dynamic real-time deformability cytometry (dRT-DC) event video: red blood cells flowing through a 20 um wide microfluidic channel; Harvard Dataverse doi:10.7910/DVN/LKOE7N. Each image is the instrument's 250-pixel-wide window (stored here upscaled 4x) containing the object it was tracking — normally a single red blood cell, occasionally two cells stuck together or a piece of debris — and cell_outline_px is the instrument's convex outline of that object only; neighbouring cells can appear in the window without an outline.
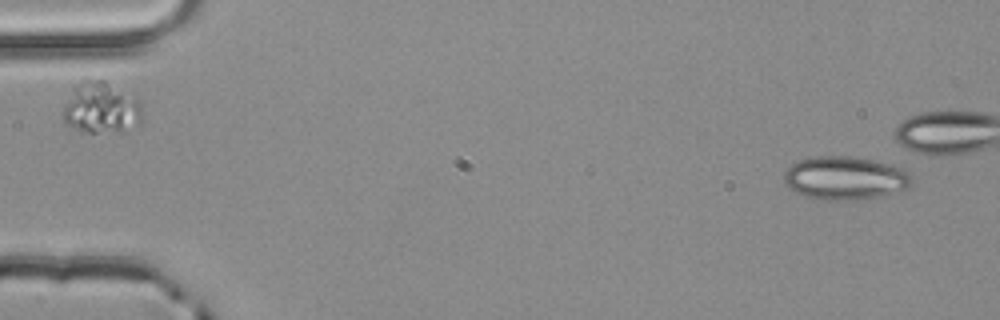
{"species": "common noctule bat (a hibernating species)", "species_latin": "Nyctalus noctula", "temperature_condition": "room temperature", "stored_images_in_passage": 4, "camera_frame_rate_fps": 3000, "um_per_image_px": 0.085, "animal": {"sex": "male", "body_mass_g": 20.4}, "frame": {"image": 1, "passage_image": 1, "time_ms": 0.0, "image_size_px": [1000, 320], "cell_outline_px": [[912, 184], [904, 188], [880, 196], [856, 200], [816, 200], [804, 196], [788, 188], [784, 184], [784, 172], [792, 164], [800, 160], [816, 156], [852, 156], [876, 160], [904, 168], [912, 176]], "centroid_in_image_um": [71.81, 15.13], "position_along_channel_um": 13.2, "area_um2": 32.48}}